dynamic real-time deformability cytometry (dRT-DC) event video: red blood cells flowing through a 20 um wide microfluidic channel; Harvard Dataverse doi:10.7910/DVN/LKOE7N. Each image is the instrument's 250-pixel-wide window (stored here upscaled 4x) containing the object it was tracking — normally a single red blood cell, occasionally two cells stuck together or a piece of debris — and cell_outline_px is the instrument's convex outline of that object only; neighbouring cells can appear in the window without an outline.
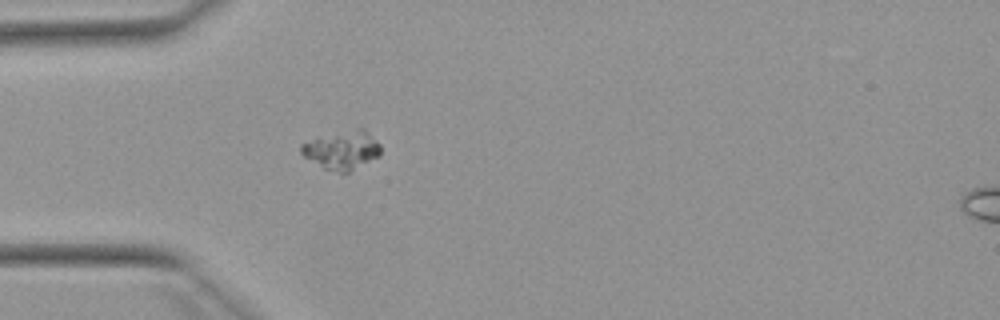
{"species": "Egyptian fruit bat (a non-hibernating species)", "species_latin": "Rousettus aegyptiacus", "temperature_condition": "warm", "stored_images_in_passage": 28, "camera_frame_rate_fps": 3000, "um_per_image_px": 0.085, "animal": {"sex": "female"}, "frame": {"image": 1, "passage_image": 1, "time_ms": 0.0, "image_size_px": [1000, 320], "cell_outline_px": [[380, 156], [348, 172], [340, 172], [324, 168], [304, 156], [300, 152], [300, 144], [316, 136], [356, 128], [364, 128], [380, 144]], "centroid_in_image_um": [29.06, 12.72], "position_along_channel_um": 55.9, "area_um2": 17.92}}
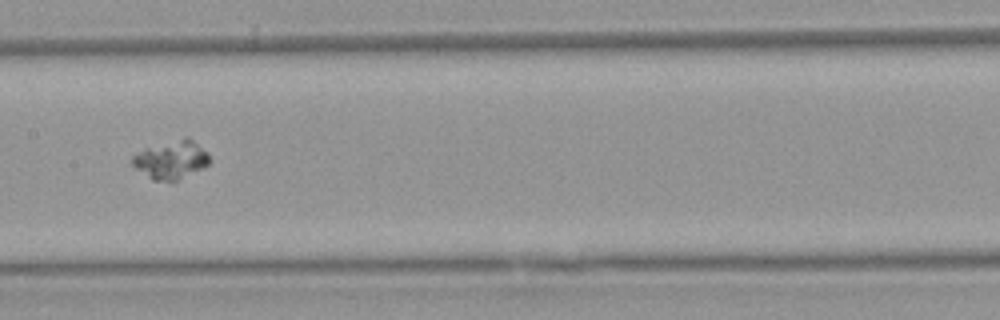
{"frame": {"image": 2, "passage_image": 12, "time_ms": 3.667, "image_size_px": [1000, 320], "cell_outline_px": [[212, 160], [204, 168], [176, 180], [152, 180], [136, 168], [132, 164], [132, 156], [136, 152], [144, 148], [184, 136], [188, 136], [208, 152]], "centroid_in_image_um": [14.58, 13.54], "position_along_channel_um": 192.8, "area_um2": 17.4}}
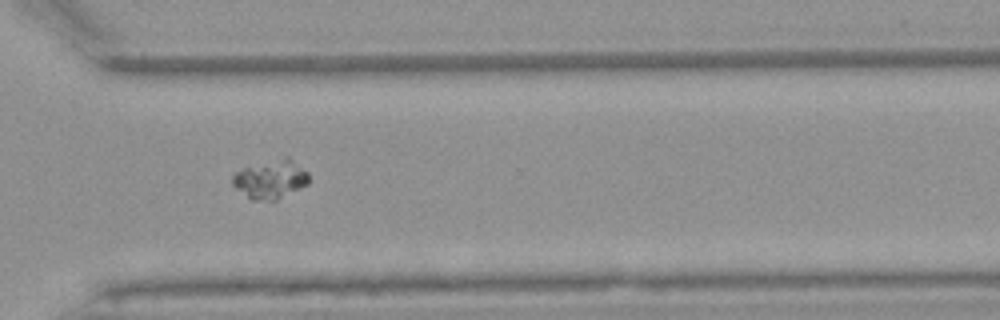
{"frame": {"image": 3, "passage_image": 24, "time_ms": 7.667, "image_size_px": [1000, 320], "cell_outline_px": [[308, 184], [276, 200], [252, 200], [236, 188], [232, 184], [232, 176], [236, 172], [244, 168], [284, 156], [288, 156], [308, 172]], "centroid_in_image_um": [23.01, 15.23], "position_along_channel_um": 347.6, "area_um2": 16.99}}